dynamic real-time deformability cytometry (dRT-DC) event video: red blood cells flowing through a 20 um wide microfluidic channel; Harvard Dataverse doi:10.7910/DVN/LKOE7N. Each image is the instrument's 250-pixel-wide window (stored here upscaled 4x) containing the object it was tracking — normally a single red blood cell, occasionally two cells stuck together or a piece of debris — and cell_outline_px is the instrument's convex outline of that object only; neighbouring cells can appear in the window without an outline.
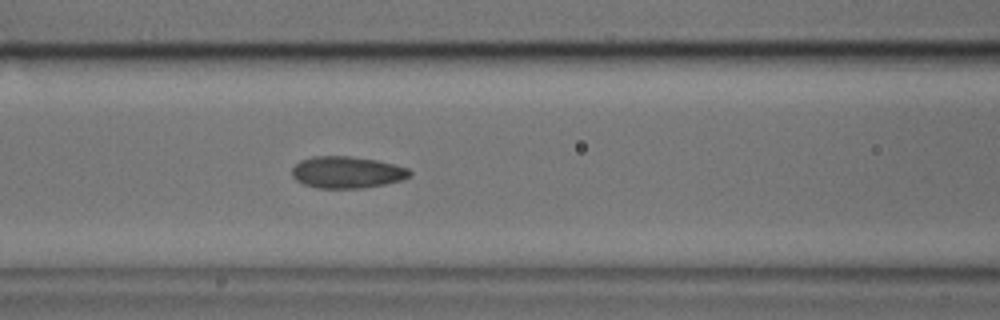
{"species": "common noctule bat (a hibernating species)", "species_latin": "Nyctalus noctula", "temperature_condition": "cold", "stored_images_in_passage": 50, "camera_frame_rate_fps": 3000, "um_per_image_px": 0.085, "animal": {"sex": "male", "body_mass_g": 17.9, "forearm_length_mm": 54.2}, "frame": {"image": 1, "passage_image": 20, "time_ms": 6.333, "image_size_px": [1000, 320], "cell_outline_px": [[412, 176], [404, 180], [364, 188], [320, 188], [304, 184], [296, 180], [292, 176], [292, 168], [300, 160], [312, 156], [352, 156], [376, 160], [408, 168], [412, 172]], "centroid_in_image_um": [29.51, 14.64], "position_along_channel_um": 137.1, "area_um2": 21.91}}
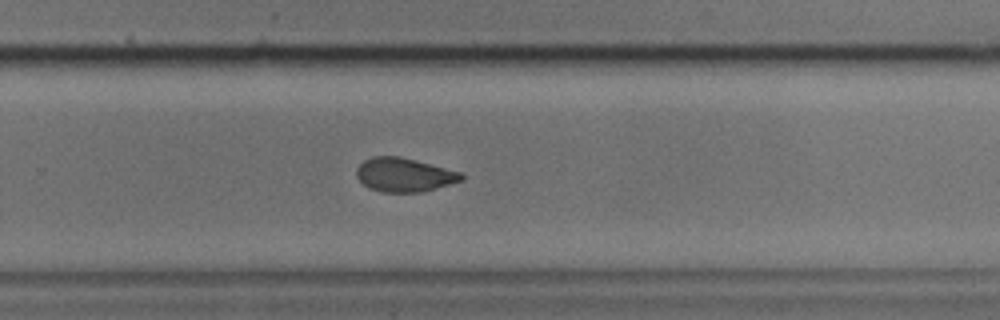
{"frame": {"image": 2, "passage_image": 32, "time_ms": 10.333, "image_size_px": [1000, 320], "cell_outline_px": [[464, 180], [420, 192], [380, 192], [368, 188], [356, 176], [356, 168], [364, 160], [372, 156], [400, 156], [460, 172], [464, 176]], "centroid_in_image_um": [34.32, 14.86], "position_along_channel_um": 295.5, "area_um2": 20.58}}
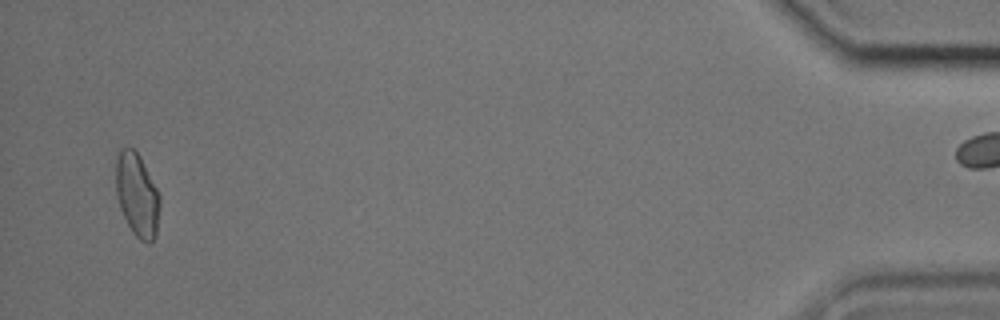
{"frame": {"image": 3, "passage_image": 48, "time_ms": 15.667, "image_size_px": [1000, 320], "cell_outline_px": [[160, 204], [156, 236], [148, 244], [140, 240], [132, 232], [120, 208], [116, 192], [116, 156], [120, 148], [132, 148], [140, 156], [160, 196]], "centroid_in_image_um": [11.65, 16.57], "position_along_channel_um": 423.6, "area_um2": 21.27}}